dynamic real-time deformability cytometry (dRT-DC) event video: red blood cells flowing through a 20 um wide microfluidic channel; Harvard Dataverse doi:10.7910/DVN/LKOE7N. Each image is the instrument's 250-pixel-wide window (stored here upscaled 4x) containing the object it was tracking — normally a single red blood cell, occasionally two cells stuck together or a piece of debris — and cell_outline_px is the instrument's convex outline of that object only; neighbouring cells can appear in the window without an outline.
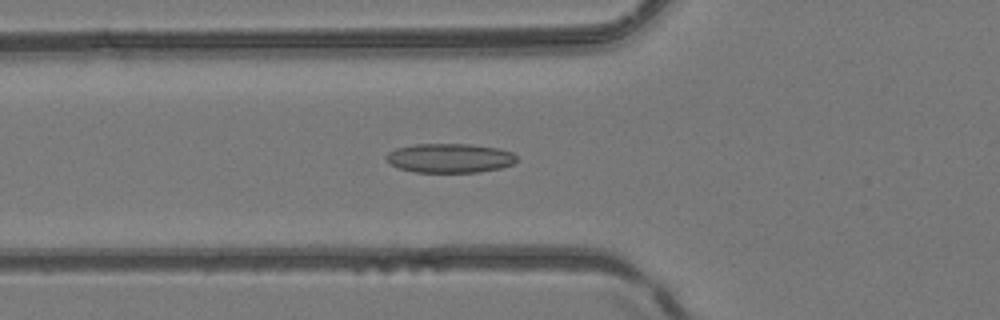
{"species": "common noctule bat (a hibernating species)", "species_latin": "Nyctalus noctula", "temperature_condition": "room temperature", "stored_images_in_passage": 43, "camera_frame_rate_fps": 3000, "um_per_image_px": 0.085, "animal": {"sex": "female", "body_mass_g": 24.6, "forearm_length_mm": 56.2}, "frame": {"image": 1, "passage_image": 11, "time_ms": 3.333, "image_size_px": [1000, 320], "cell_outline_px": [[516, 160], [512, 164], [500, 168], [480, 172], [416, 172], [400, 168], [392, 164], [384, 156], [388, 152], [396, 148], [416, 144], [468, 144], [500, 148], [512, 152], [516, 156]], "centroid_in_image_um": [38.24, 13.43], "position_along_channel_um": 87.6, "area_um2": 22.14}}
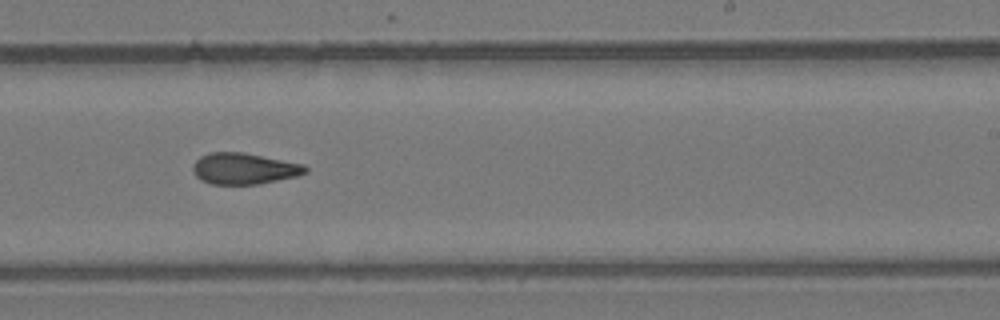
{"frame": {"image": 2, "passage_image": 24, "time_ms": 7.667, "image_size_px": [1000, 320], "cell_outline_px": [[308, 172], [296, 176], [256, 184], [212, 184], [200, 180], [192, 172], [192, 164], [200, 156], [208, 152], [244, 152], [304, 164], [308, 168]], "centroid_in_image_um": [20.71, 14.32], "position_along_channel_um": 268.3, "area_um2": 20.58}}
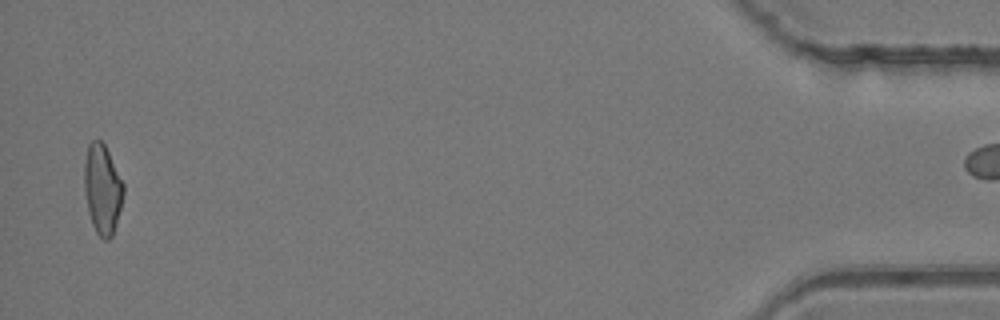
{"frame": {"image": 3, "passage_image": 42, "time_ms": 13.667, "image_size_px": [1000, 320], "cell_outline_px": [[124, 192], [120, 208], [112, 236], [108, 240], [104, 240], [96, 232], [92, 224], [88, 212], [84, 188], [84, 164], [88, 144], [92, 140], [100, 140], [104, 144], [124, 184]], "centroid_in_image_um": [8.69, 16.07], "position_along_channel_um": 426.5, "area_um2": 20.29}}